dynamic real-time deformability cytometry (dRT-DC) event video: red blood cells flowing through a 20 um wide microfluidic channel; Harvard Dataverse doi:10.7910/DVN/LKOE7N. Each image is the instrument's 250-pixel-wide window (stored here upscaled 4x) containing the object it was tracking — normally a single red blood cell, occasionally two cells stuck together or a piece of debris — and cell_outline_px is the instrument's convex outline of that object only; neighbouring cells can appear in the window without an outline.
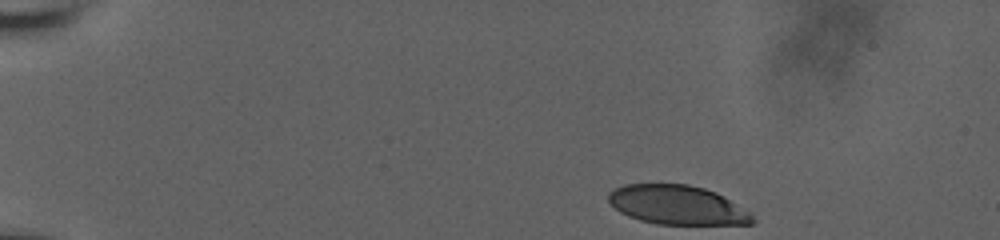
{"species": "human", "species_latin": "Homo sapiens", "temperature_condition": "room temperature", "stored_images_in_passage": 11, "camera_frame_rate_fps": 3000, "um_per_image_px": 0.085, "donor": {"sex": "male"}, "frame": {"image": 1, "passage_image": 1, "time_ms": 0.0, "image_size_px": [1000, 240], "cell_outline_px": [[756, 220], [752, 224], [656, 224], [640, 220], [628, 216], [620, 212], [608, 200], [608, 192], [624, 184], [688, 184], [704, 188], [716, 192], [724, 196], [748, 212]], "centroid_in_image_um": [57.55, 17.42], "position_along_channel_um": 27.4, "area_um2": 32.71}}
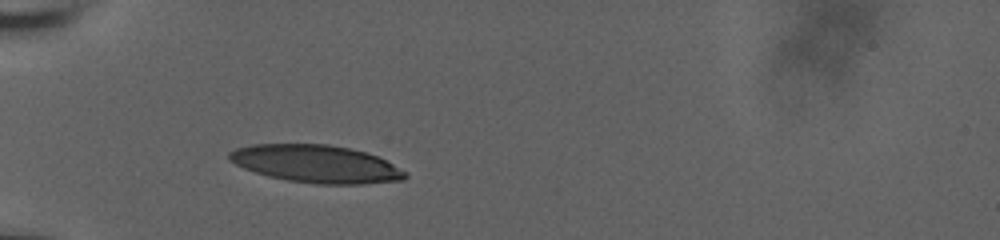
{"frame": {"image": 2, "passage_image": 10, "time_ms": 3.333, "image_size_px": [1000, 240], "cell_outline_px": [[408, 176], [404, 180], [364, 184], [320, 184], [288, 180], [268, 176], [244, 168], [228, 160], [228, 152], [236, 148], [252, 144], [328, 144], [348, 148], [364, 152], [376, 156], [408, 172]], "centroid_in_image_um": [26.87, 13.93], "position_along_channel_um": 58.1, "area_um2": 38.49}}